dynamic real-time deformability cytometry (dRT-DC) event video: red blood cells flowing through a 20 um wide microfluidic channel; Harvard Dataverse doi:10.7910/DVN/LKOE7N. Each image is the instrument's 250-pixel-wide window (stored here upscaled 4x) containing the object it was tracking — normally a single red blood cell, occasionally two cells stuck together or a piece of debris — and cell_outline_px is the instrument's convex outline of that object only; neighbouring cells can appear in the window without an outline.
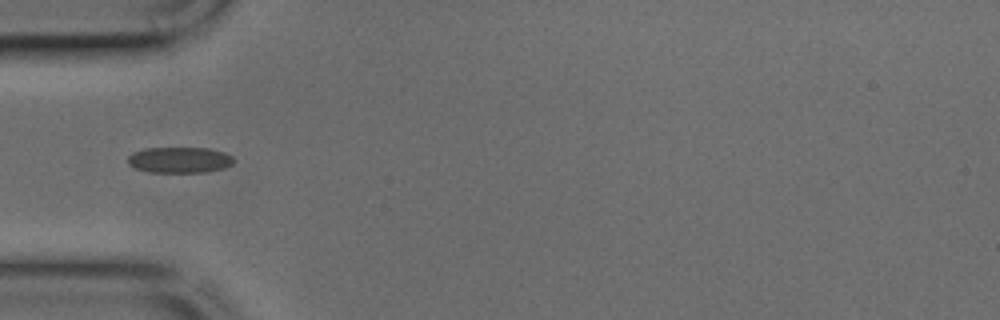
{"species": "common noctule bat (a hibernating species)", "species_latin": "Nyctalus noctula", "temperature_condition": "cold", "stored_images_in_passage": 4, "camera_frame_rate_fps": 3000, "um_per_image_px": 0.085, "animal": {"sex": "male", "body_mass_g": 17.9, "forearm_length_mm": 54.2}, "frame": {"image": 1, "passage_image": 1, "time_ms": 0.0, "image_size_px": [1000, 320], "cell_outline_px": [[236, 160], [232, 164], [224, 168], [204, 172], [148, 172], [136, 168], [128, 164], [128, 156], [132, 152], [144, 148], [208, 148], [224, 152], [232, 156]], "centroid_in_image_um": [15.26, 13.59], "position_along_channel_um": 69.7, "area_um2": 16.07}}